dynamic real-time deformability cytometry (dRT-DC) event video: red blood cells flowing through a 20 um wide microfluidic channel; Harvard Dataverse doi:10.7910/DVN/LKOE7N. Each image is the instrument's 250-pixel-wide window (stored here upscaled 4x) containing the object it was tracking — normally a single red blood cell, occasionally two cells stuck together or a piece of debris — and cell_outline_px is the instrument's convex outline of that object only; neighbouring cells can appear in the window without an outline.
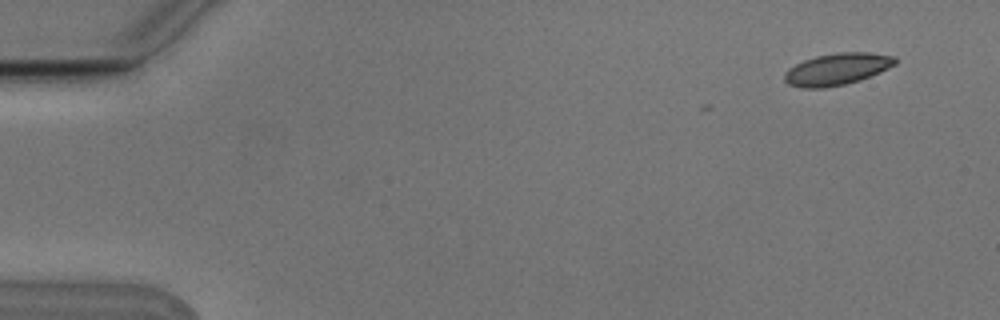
{"species": "Egyptian fruit bat (a non-hibernating species)", "species_latin": "Rousettus aegyptiacus", "temperature_condition": "cold", "stored_images_in_passage": 6, "camera_frame_rate_fps": 3000, "um_per_image_px": 0.085, "animal": {"sex": "male"}, "frame": {"image": 1, "passage_image": 1, "time_ms": 0.0, "image_size_px": [1000, 320], "cell_outline_px": [[896, 64], [880, 72], [860, 80], [844, 84], [824, 88], [800, 88], [788, 84], [784, 80], [784, 72], [788, 68], [804, 60], [816, 56], [836, 52], [868, 52], [896, 56]], "centroid_in_image_um": [71.14, 5.87], "position_along_channel_um": 13.9, "area_um2": 20.63}}
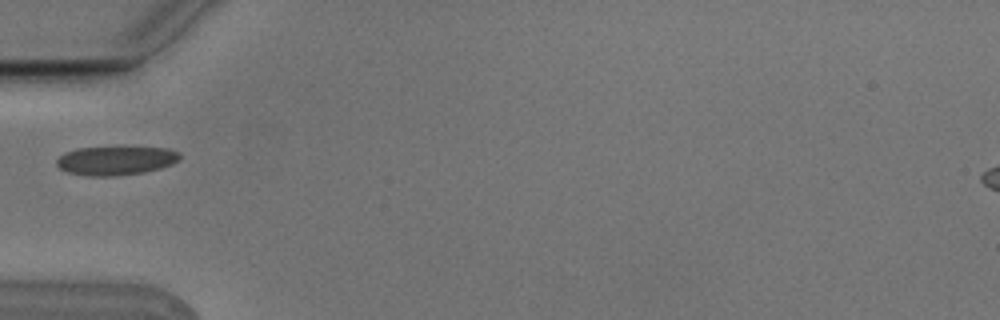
{"frame": {"image": 2, "passage_image": 5, "time_ms": 1.333, "image_size_px": [1000, 320], "cell_outline_px": [[180, 160], [172, 164], [160, 168], [144, 172], [112, 176], [88, 176], [68, 172], [60, 168], [56, 164], [56, 160], [64, 152], [76, 148], [124, 144], [168, 148], [180, 152]], "centroid_in_image_um": [9.88, 13.58], "position_along_channel_um": 75.1, "area_um2": 21.85}}